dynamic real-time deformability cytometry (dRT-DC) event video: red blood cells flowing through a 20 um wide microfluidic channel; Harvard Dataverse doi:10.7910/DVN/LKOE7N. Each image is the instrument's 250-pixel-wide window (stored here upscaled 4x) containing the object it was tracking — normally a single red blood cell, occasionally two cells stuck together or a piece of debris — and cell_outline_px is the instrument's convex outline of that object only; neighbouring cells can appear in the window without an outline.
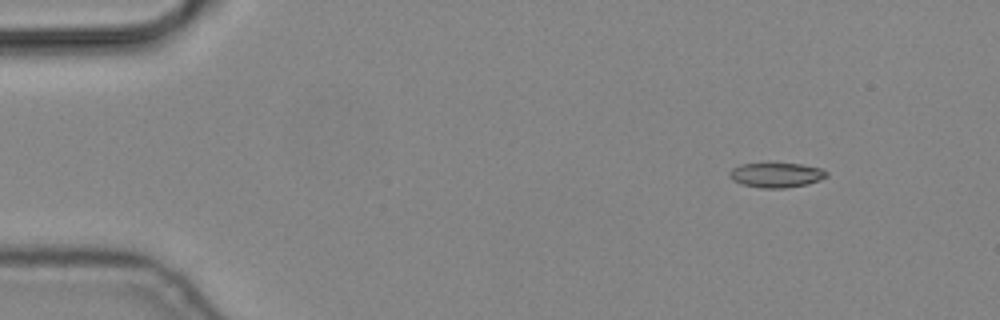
{"species": "common noctule bat (a hibernating species)", "species_latin": "Nyctalus noctula", "temperature_condition": "cold", "stored_images_in_passage": 4, "camera_frame_rate_fps": 3000, "um_per_image_px": 0.085, "animal": {"sex": "male", "body_mass_g": 19.2, "forearm_length_mm": 51.8}, "frame": {"image": 1, "passage_image": 2, "time_ms": 0.333, "image_size_px": [1000, 320], "cell_outline_px": [[828, 176], [820, 180], [808, 184], [784, 188], [760, 188], [744, 184], [732, 180], [728, 176], [728, 172], [732, 168], [740, 164], [768, 160], [800, 164], [820, 168], [828, 172]], "centroid_in_image_um": [65.94, 14.82], "position_along_channel_um": 19.1, "area_um2": 14.8}}